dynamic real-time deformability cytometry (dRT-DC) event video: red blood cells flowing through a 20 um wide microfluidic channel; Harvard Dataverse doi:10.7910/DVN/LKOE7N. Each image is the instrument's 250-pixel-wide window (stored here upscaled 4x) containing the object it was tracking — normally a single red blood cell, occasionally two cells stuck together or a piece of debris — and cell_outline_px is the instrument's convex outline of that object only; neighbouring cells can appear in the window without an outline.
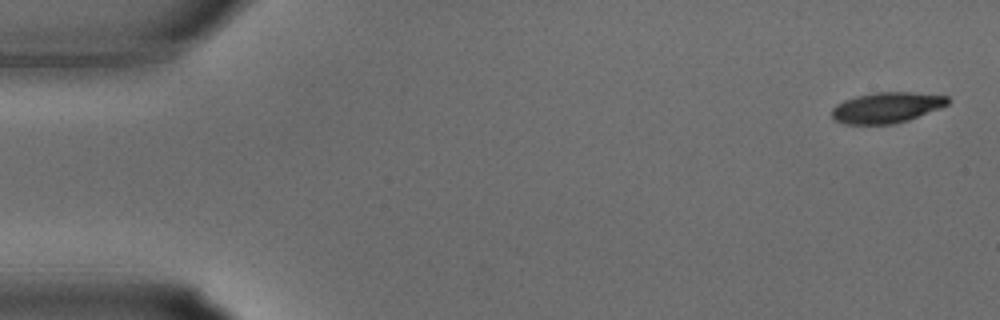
{"species": "common noctule bat (a hibernating species)", "species_latin": "Nyctalus noctula", "temperature_condition": "warm", "stored_images_in_passage": 33, "camera_frame_rate_fps": 3000, "um_per_image_px": 0.085, "animal": {"sex": "male", "body_mass_g": 15.6}, "frame": {"image": 1, "passage_image": 1, "time_ms": 0.0, "image_size_px": [1000, 320], "cell_outline_px": [[948, 104], [940, 108], [908, 120], [892, 124], [844, 124], [836, 120], [832, 116], [832, 108], [836, 104], [844, 100], [856, 96], [876, 92], [908, 92], [948, 96]], "centroid_in_image_um": [75.34, 9.14], "position_along_channel_um": 9.7, "area_um2": 20.58}}
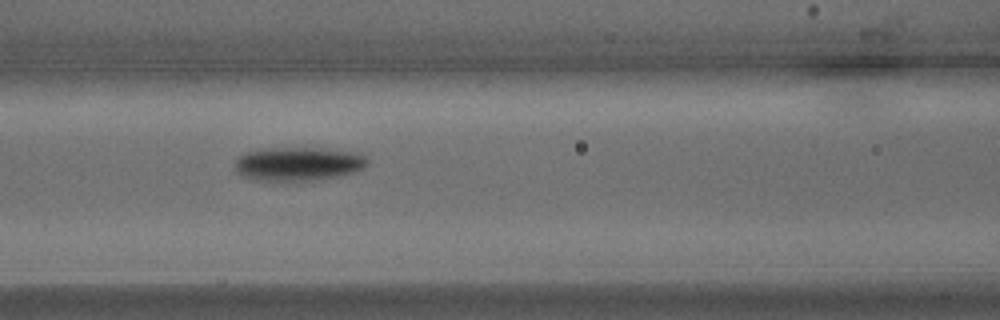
{"frame": {"image": 2, "passage_image": 14, "time_ms": 4.333, "image_size_px": [1000, 320], "cell_outline_px": [[368, 164], [364, 168], [356, 172], [340, 176], [296, 184], [252, 180], [240, 176], [236, 172], [236, 160], [244, 152], [272, 148], [320, 148], [356, 152], [364, 156], [368, 160]], "centroid_in_image_um": [25.34, 13.99], "position_along_channel_um": 141.3, "area_um2": 27.11}}
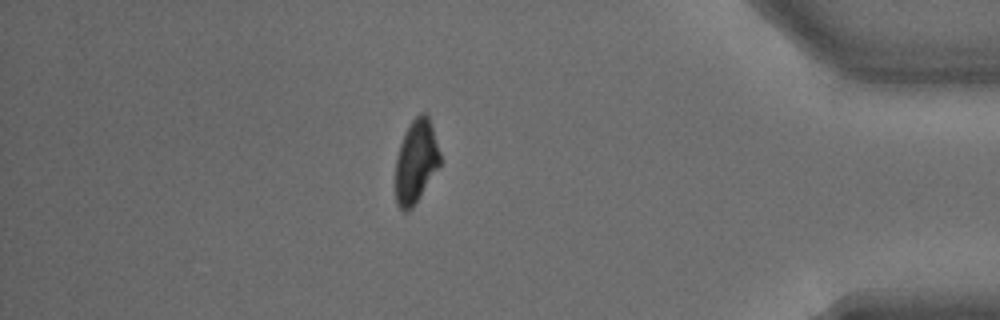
{"frame": {"image": 3, "passage_image": 29, "time_ms": 9.333, "image_size_px": [1000, 320], "cell_outline_px": [[440, 164], [412, 208], [408, 212], [404, 212], [396, 204], [396, 156], [400, 144], [408, 124], [420, 112], [428, 112], [440, 152]], "centroid_in_image_um": [35.35, 13.68], "position_along_channel_um": 399.8, "area_um2": 21.62}}